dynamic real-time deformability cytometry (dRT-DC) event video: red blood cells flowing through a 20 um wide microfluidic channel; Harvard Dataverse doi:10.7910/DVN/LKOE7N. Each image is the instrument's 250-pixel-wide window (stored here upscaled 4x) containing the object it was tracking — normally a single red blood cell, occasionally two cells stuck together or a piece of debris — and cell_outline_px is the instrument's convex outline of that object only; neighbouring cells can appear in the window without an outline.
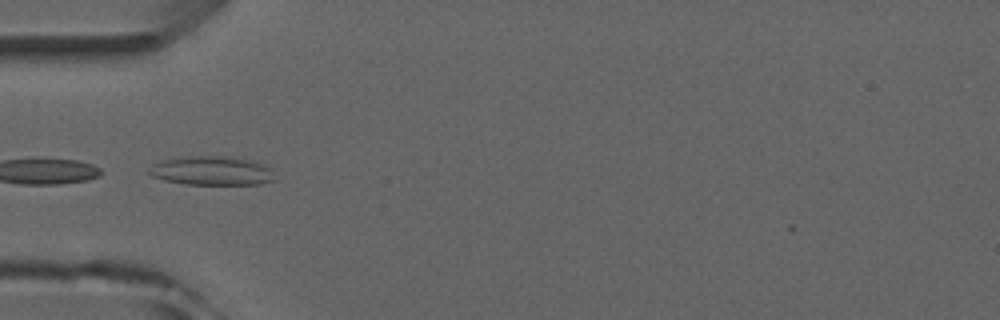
{"species": "common noctule bat (a hibernating species)", "species_latin": "Nyctalus noctula", "temperature_condition": "room temperature", "stored_images_in_passage": 8, "camera_frame_rate_fps": 3000, "um_per_image_px": 0.085, "animal": {"sex": "male", "forearm_length_mm": 52.5}, "frame": {"image": 1, "passage_image": 7, "time_ms": 7.0, "image_size_px": [1000, 320], "cell_outline_px": [[276, 180], [260, 184], [184, 184], [164, 180], [152, 176], [148, 172], [152, 164], [160, 160], [184, 156], [232, 156], [252, 160], [268, 164]], "centroid_in_image_um": [18.03, 14.5], "position_along_channel_um": 67.0, "area_um2": 21.62}}